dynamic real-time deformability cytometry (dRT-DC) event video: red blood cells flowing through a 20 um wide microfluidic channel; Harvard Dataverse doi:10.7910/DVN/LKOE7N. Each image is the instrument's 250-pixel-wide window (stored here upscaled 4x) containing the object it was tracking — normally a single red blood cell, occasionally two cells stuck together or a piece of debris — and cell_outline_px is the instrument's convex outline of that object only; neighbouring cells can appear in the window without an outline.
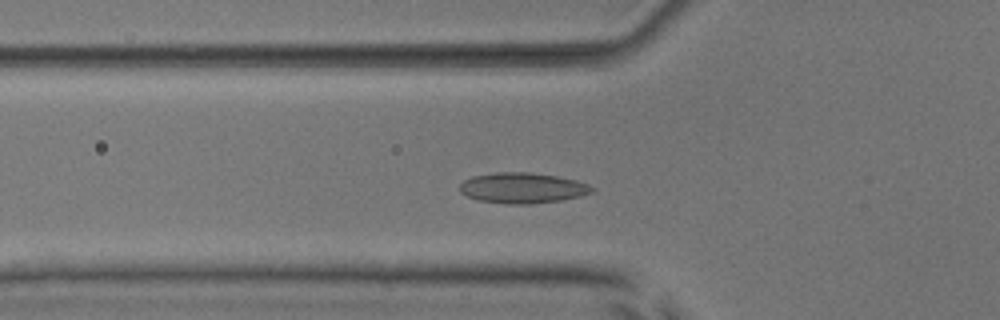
{"species": "common noctule bat (a hibernating species)", "species_latin": "Nyctalus noctula", "temperature_condition": "room temperature", "stored_images_in_passage": 49, "camera_frame_rate_fps": 3000, "um_per_image_px": 0.085, "animal": {"sex": "male", "body_mass_g": 17.9, "forearm_length_mm": 54.2}, "frame": {"image": 1, "passage_image": 15, "time_ms": 4.667, "image_size_px": [1000, 320], "cell_outline_px": [[596, 188], [592, 192], [580, 196], [560, 200], [528, 204], [508, 204], [480, 200], [468, 196], [460, 192], [460, 184], [464, 180], [472, 176], [496, 172], [528, 172], [556, 176], [576, 180], [588, 184]], "centroid_in_image_um": [44.42, 15.97], "position_along_channel_um": 81.4, "area_um2": 23.41}}
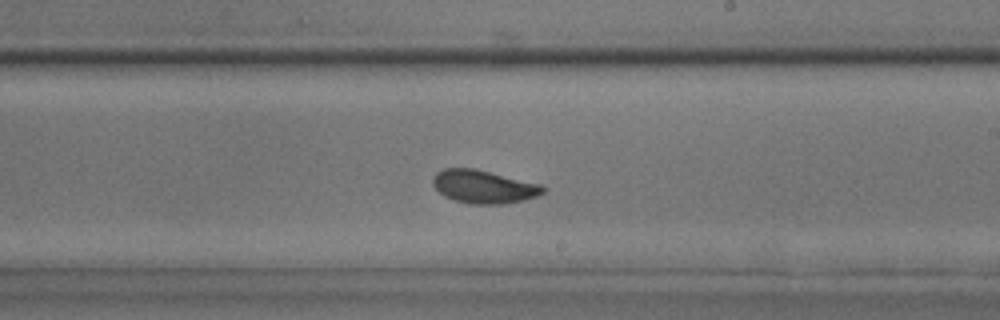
{"frame": {"image": 2, "passage_image": 28, "time_ms": 9.0, "image_size_px": [1000, 320], "cell_outline_px": [[544, 192], [536, 196], [524, 200], [504, 204], [468, 204], [452, 200], [444, 196], [432, 184], [432, 176], [436, 172], [444, 168], [476, 168], [540, 184], [544, 188]], "centroid_in_image_um": [41.07, 15.87], "position_along_channel_um": 247.9, "area_um2": 21.44}}
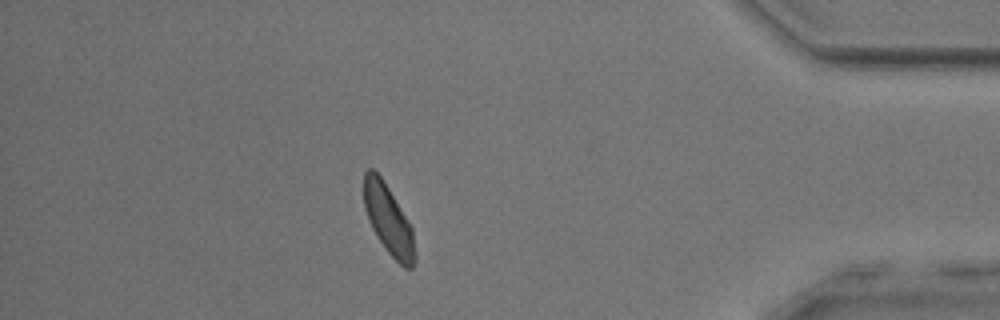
{"frame": {"image": 3, "passage_image": 43, "time_ms": 14.0, "image_size_px": [1000, 320], "cell_outline_px": [[416, 260], [412, 268], [404, 268], [388, 252], [372, 228], [368, 220], [364, 208], [364, 172], [368, 168], [372, 168], [380, 176], [388, 188], [408, 220], [412, 228], [416, 252]], "centroid_in_image_um": [33.03, 18.7], "position_along_channel_um": 402.2, "area_um2": 20.46}, "authors_computed_cell_mechanics": {"area_um2": 21.4438, "velocity_mm_per_s": 3.8554, "shape_relaxation_time_tau1_ms": null, "shape_relaxation_time_tau2_ms": 2.0577, "deformation_change_tau1": null, "deformation_change_tau2": 0.0579}}